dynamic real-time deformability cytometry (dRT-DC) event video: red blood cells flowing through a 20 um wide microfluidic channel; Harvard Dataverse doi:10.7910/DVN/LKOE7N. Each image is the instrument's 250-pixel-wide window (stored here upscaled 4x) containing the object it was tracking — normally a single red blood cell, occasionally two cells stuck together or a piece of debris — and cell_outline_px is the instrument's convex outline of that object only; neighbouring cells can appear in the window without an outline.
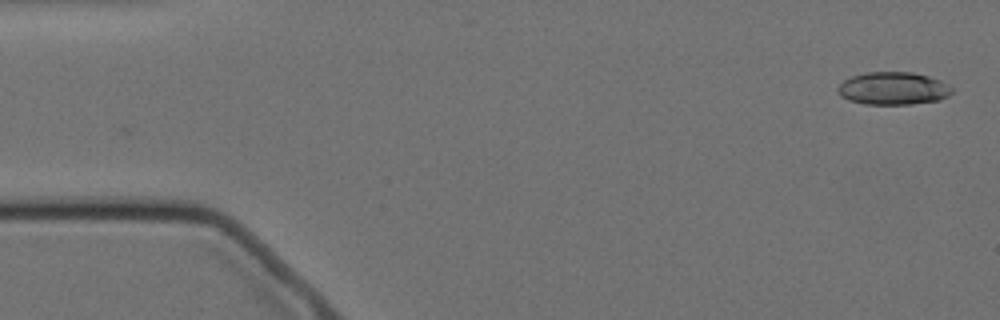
{"species": "Egyptian fruit bat (a non-hibernating species)", "species_latin": "Rousettus aegyptiacus", "temperature_condition": "cold", "stored_images_in_passage": 4, "camera_frame_rate_fps": 3000, "um_per_image_px": 0.085, "animal": {"sex": "female"}, "frame": {"image": 1, "passage_image": 1, "time_ms": 0.0, "image_size_px": [1000, 320], "cell_outline_px": [[952, 92], [948, 96], [940, 100], [912, 104], [864, 104], [848, 100], [840, 96], [836, 88], [844, 80], [852, 76], [868, 72], [912, 72], [928, 76], [940, 80], [948, 84], [952, 88]], "centroid_in_image_um": [75.91, 7.52], "position_along_channel_um": 9.1, "area_um2": 21.85}}
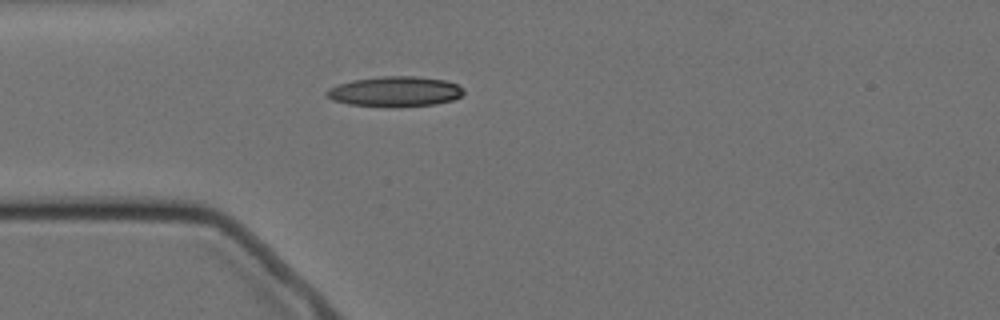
{"frame": {"image": 2, "passage_image": 4, "time_ms": 4.333, "image_size_px": [1000, 320], "cell_outline_px": [[464, 92], [460, 96], [452, 100], [436, 104], [348, 104], [332, 100], [324, 92], [328, 88], [352, 80], [384, 76], [416, 76], [444, 80], [456, 84], [464, 88]], "centroid_in_image_um": [33.59, 7.73], "position_along_channel_um": 51.4, "area_um2": 23.0}}